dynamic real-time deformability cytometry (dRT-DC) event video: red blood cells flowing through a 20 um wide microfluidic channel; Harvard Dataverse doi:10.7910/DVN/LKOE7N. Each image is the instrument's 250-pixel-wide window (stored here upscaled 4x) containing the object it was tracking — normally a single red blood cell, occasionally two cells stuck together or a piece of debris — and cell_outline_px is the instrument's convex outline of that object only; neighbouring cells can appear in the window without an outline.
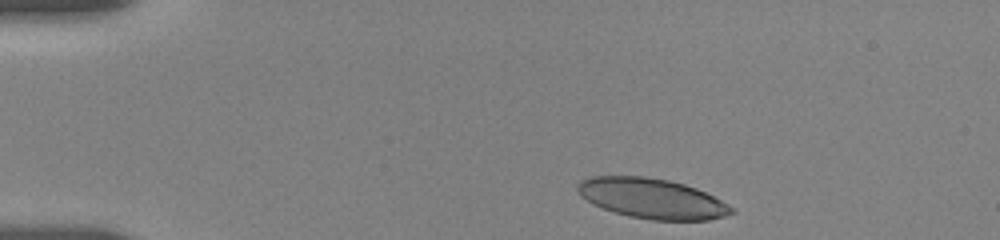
{"species": "human", "species_latin": "Homo sapiens", "temperature_condition": "room temperature", "stored_images_in_passage": 7, "camera_frame_rate_fps": 3000, "um_per_image_px": 0.085, "donor": {"sex": "female"}, "frame": {"image": 1, "passage_image": 1, "time_ms": 0.0, "image_size_px": [1000, 240], "cell_outline_px": [[736, 212], [724, 216], [708, 220], [652, 220], [628, 216], [592, 204], [580, 196], [576, 188], [576, 184], [580, 180], [592, 176], [644, 176], [668, 180], [684, 184], [696, 188], [736, 208]], "centroid_in_image_um": [55.4, 16.87], "position_along_channel_um": 29.6, "area_um2": 36.01}}
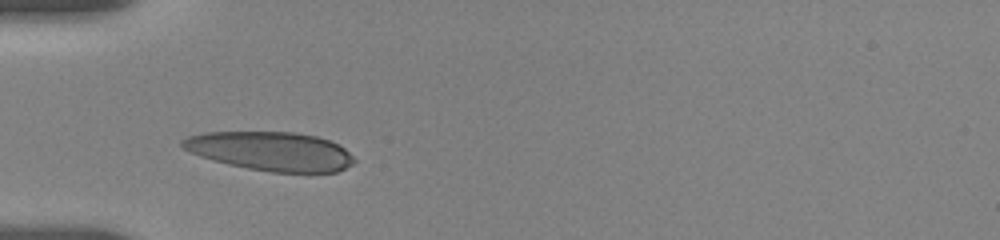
{"frame": {"image": 2, "passage_image": 5, "time_ms": 2.667, "image_size_px": [1000, 240], "cell_outline_px": [[356, 160], [352, 164], [336, 172], [272, 172], [248, 168], [228, 164], [212, 160], [200, 156], [184, 148], [180, 144], [180, 140], [188, 136], [204, 132], [292, 132], [316, 136], [340, 144]], "centroid_in_image_um": [23.0, 12.85], "position_along_channel_um": 62.0, "area_um2": 38.84}}
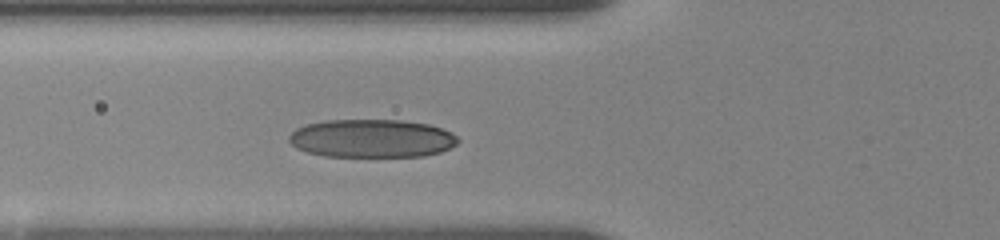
{"frame": {"image": 3, "passage_image": 7, "time_ms": 3.667, "image_size_px": [1000, 240], "cell_outline_px": [[460, 140], [456, 144], [440, 152], [424, 156], [324, 156], [308, 152], [296, 148], [288, 140], [288, 136], [296, 128], [304, 124], [328, 120], [400, 120], [428, 124], [452, 132]], "centroid_in_image_um": [31.58, 11.76], "position_along_channel_um": 94.2, "area_um2": 37.63}}